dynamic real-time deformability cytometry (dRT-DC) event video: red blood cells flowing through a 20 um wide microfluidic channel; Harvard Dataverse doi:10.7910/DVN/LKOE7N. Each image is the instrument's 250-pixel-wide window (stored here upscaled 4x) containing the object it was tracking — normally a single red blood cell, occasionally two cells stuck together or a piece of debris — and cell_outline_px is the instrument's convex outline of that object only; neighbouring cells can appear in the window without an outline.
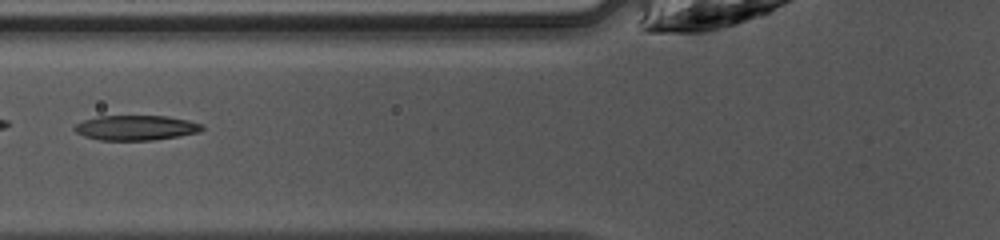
{"species": "common noctule bat (a hibernating species)", "species_latin": "Nyctalus noctula", "temperature_condition": "warm", "stored_images_in_passage": 41, "camera_frame_rate_fps": 3000, "um_per_image_px": 0.085, "animal": {"sex": "female", "body_mass_g": 10.0, "forearm_length_mm": 53.1}, "frame": {"image": 1, "passage_image": 18, "time_ms": 5.667, "image_size_px": [1000, 240], "cell_outline_px": [[204, 128], [200, 132], [152, 140], [100, 140], [84, 136], [76, 132], [72, 128], [76, 124], [84, 120], [100, 116], [168, 116], [188, 120], [204, 124]], "centroid_in_image_um": [11.57, 10.85], "position_along_channel_um": 114.2, "area_um2": 18.5}, "authors_computed_cell_mechanics": {"area_um2": 19.7098, "velocity_mm_per_s": 4.2618, "shape_relaxation_time_tau1_ms": 9.0975, "shape_relaxation_time_tau2_ms": 3.2442, "deformation_change_tau1": 0.2525, "deformation_change_tau2": 0.1332}}